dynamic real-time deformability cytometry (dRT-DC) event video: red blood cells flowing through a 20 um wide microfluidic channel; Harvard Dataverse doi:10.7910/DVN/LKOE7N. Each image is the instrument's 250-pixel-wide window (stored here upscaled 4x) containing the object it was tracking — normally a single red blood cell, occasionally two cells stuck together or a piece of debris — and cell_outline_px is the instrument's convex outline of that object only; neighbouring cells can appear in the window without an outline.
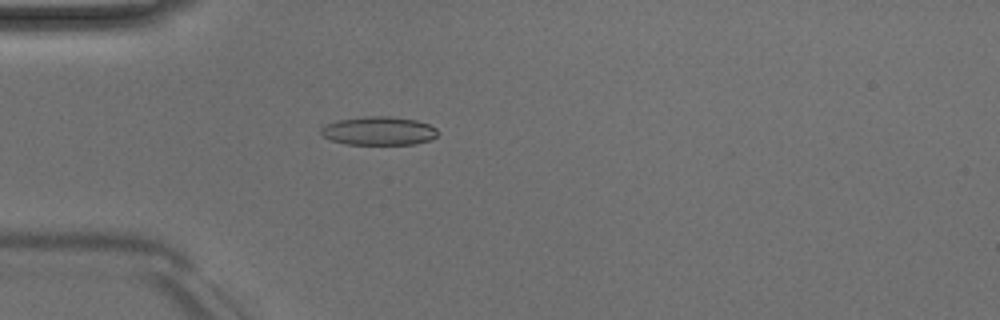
{"species": "Egyptian fruit bat (a non-hibernating species)", "species_latin": "Rousettus aegyptiacus", "temperature_condition": "room temperature", "stored_images_in_passage": 46, "camera_frame_rate_fps": 3000, "um_per_image_px": 0.085, "animal": {"sex": "male"}, "frame": {"image": 1, "passage_image": 10, "time_ms": 3.0, "image_size_px": [1000, 320], "cell_outline_px": [[436, 136], [428, 140], [412, 144], [348, 144], [332, 140], [324, 136], [320, 132], [320, 128], [324, 124], [336, 120], [364, 116], [388, 116], [416, 120], [428, 124], [436, 128]], "centroid_in_image_um": [32.14, 11.11], "position_along_channel_um": 52.9, "area_um2": 19.31}}
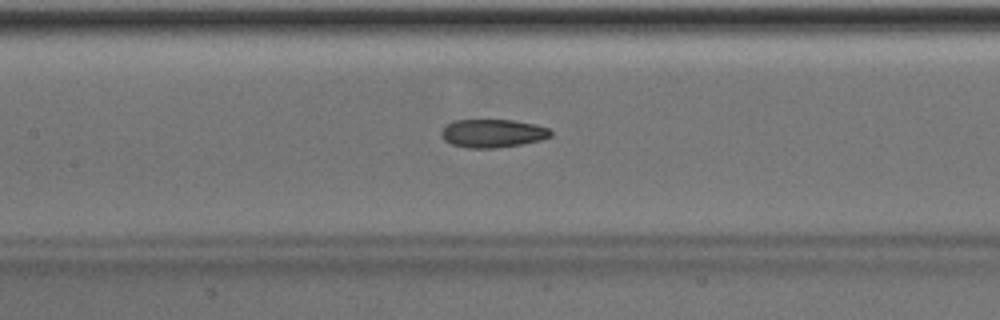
{"frame": {"image": 2, "passage_image": 19, "time_ms": 6.0, "image_size_px": [1000, 320], "cell_outline_px": [[552, 136], [540, 140], [520, 144], [496, 148], [468, 148], [452, 144], [444, 140], [440, 132], [448, 124], [456, 120], [512, 120], [536, 124], [548, 128], [552, 132]], "centroid_in_image_um": [41.89, 11.33], "position_along_channel_um": 165.5, "area_um2": 17.92}}
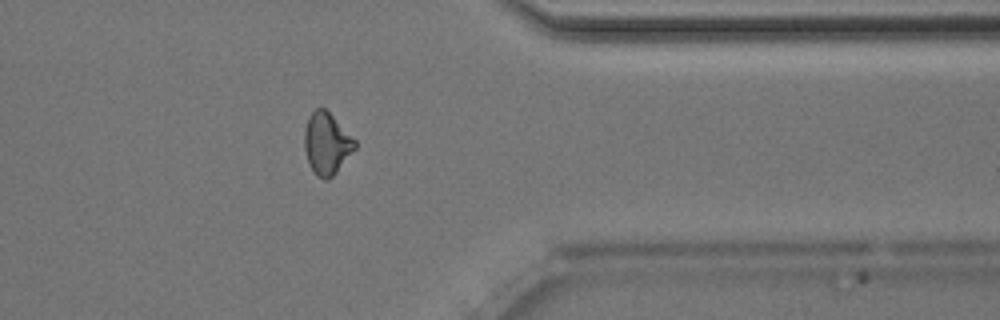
{"frame": {"image": 3, "passage_image": 36, "time_ms": 11.667, "image_size_px": [1000, 320], "cell_outline_px": [[356, 148], [336, 172], [328, 180], [324, 180], [316, 176], [312, 172], [308, 164], [304, 148], [304, 132], [308, 116], [316, 108], [324, 108], [356, 140]], "centroid_in_image_um": [27.74, 12.23], "position_along_channel_um": 383.7, "area_um2": 18.21}, "authors_computed_cell_mechanics": {"area_um2": 18.207, "velocity_mm_per_s": 4.0431, "shape_relaxation_time_tau1_ms": 4.5964, "shape_relaxation_time_tau2_ms": 2.195, "deformation_change_tau1": 0.1597, "deformation_change_tau2": 0.0903}}